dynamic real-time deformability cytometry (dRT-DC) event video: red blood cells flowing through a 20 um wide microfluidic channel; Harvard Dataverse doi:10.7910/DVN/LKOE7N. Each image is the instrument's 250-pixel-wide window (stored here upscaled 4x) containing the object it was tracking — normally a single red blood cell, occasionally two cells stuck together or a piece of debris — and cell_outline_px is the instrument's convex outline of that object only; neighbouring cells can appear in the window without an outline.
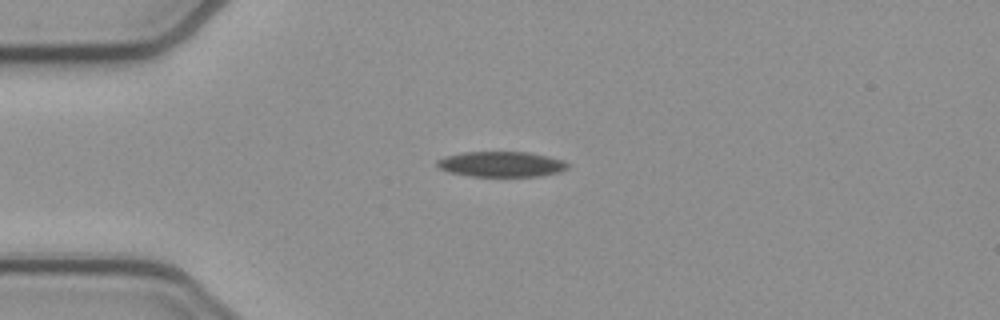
{"species": "common noctule bat (a hibernating species)", "species_latin": "Nyctalus noctula", "temperature_condition": "cold", "stored_images_in_passage": 41, "camera_frame_rate_fps": 3000, "um_per_image_px": 0.085, "animal": {"sex": "female", "body_mass_g": 21.9}, "frame": {"image": 1, "passage_image": 1, "time_ms": 0.0, "image_size_px": [1000, 320], "cell_outline_px": [[568, 168], [560, 172], [536, 176], [468, 176], [448, 172], [440, 168], [436, 164], [436, 160], [444, 156], [464, 152], [528, 152], [548, 156], [564, 160], [568, 164]], "centroid_in_image_um": [42.59, 13.95], "position_along_channel_um": 42.4, "area_um2": 19.36}}
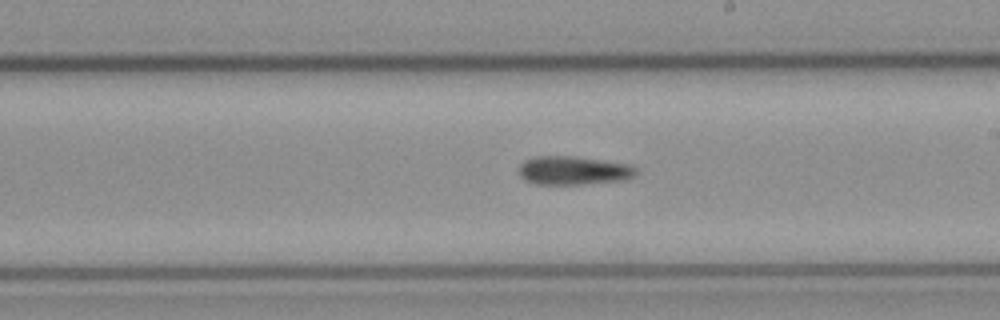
{"frame": {"image": 2, "passage_image": 18, "time_ms": 5.667, "image_size_px": [1000, 320], "cell_outline_px": [[636, 176], [628, 180], [580, 184], [536, 184], [524, 180], [520, 176], [520, 164], [524, 160], [536, 156], [576, 156], [632, 164], [636, 168]], "centroid_in_image_um": [48.79, 14.49], "position_along_channel_um": 240.2, "area_um2": 19.83}}
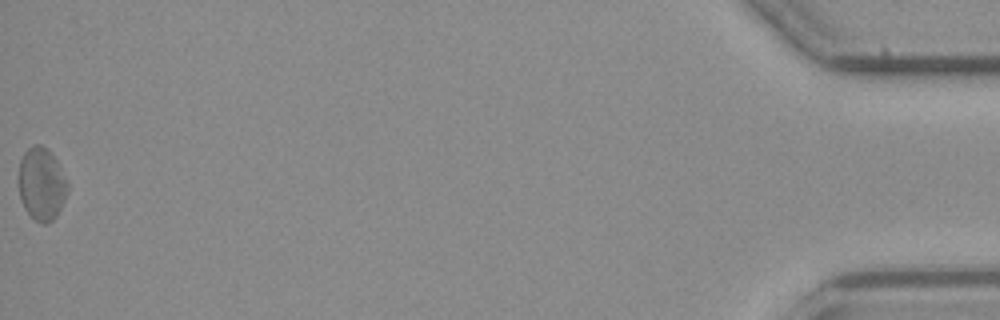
{"frame": {"image": 3, "passage_image": 41, "time_ms": 13.333, "image_size_px": [1000, 320], "cell_outline_px": [[68, 192], [56, 216], [48, 224], [40, 224], [24, 208], [20, 200], [20, 160], [24, 152], [32, 144], [40, 144], [48, 148], [56, 160], [68, 184]], "centroid_in_image_um": [3.54, 15.63], "position_along_channel_um": 431.7, "area_um2": 20.58}, "authors_computed_cell_mechanics": {"area_um2": 19.8254, "velocity_mm_per_s": 3.8734, "shape_relaxation_time_tau1_ms": 4.7658, "shape_relaxation_time_tau2_ms": null, "deformation_change_tau1": 0.0911, "deformation_change_tau2": null}}